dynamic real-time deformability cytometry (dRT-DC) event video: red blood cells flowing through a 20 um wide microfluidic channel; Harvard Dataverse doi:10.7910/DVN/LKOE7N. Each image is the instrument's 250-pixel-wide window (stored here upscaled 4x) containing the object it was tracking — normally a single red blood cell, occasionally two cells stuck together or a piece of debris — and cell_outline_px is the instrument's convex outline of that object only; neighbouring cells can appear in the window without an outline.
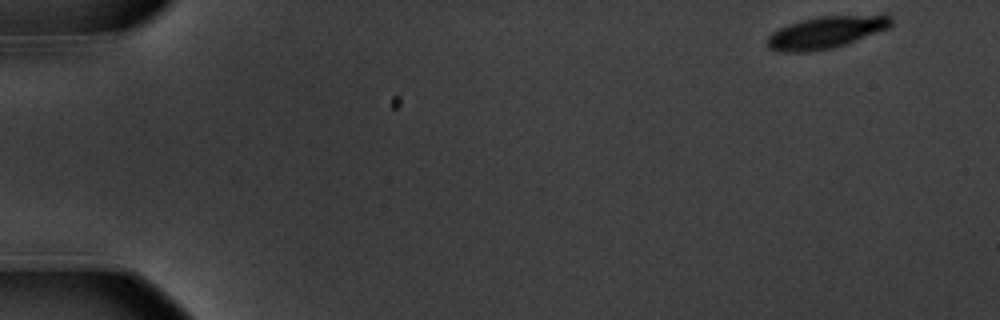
{"species": "common noctule bat (a hibernating species)", "species_latin": "Nyctalus noctula", "temperature_condition": "warm", "stored_images_in_passage": 15, "camera_frame_rate_fps": 3000, "um_per_image_px": 0.085, "animal": {"sex": "male", "body_mass_g": 20.1, "forearm_length_mm": 53.5}, "frame": {"image": 1, "passage_image": 1, "time_ms": 0.0, "image_size_px": [1000, 320], "cell_outline_px": [[892, 24], [888, 28], [856, 40], [832, 48], [808, 52], [780, 52], [768, 48], [768, 36], [772, 32], [788, 24], [800, 20], [820, 16], [892, 16]], "centroid_in_image_um": [70.14, 2.76], "position_along_channel_um": 14.9, "area_um2": 22.72}}
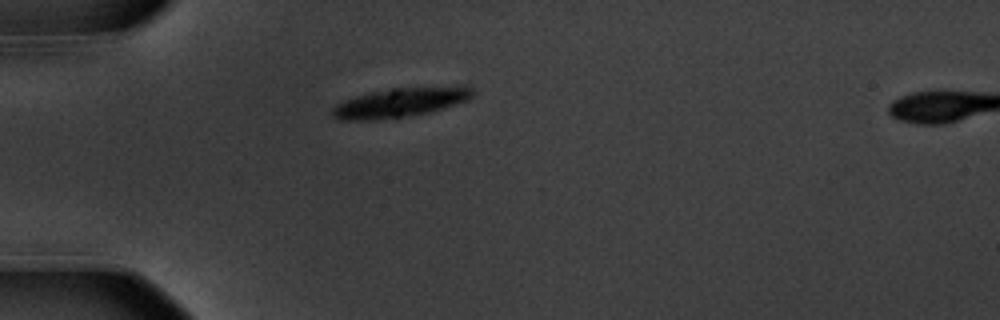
{"frame": {"image": 2, "passage_image": 14, "time_ms": 4.333, "image_size_px": [1000, 320], "cell_outline_px": [[472, 96], [468, 100], [444, 108], [396, 120], [340, 120], [332, 116], [332, 108], [336, 104], [344, 100], [356, 96], [372, 92], [392, 88], [464, 84], [468, 84], [472, 88]], "centroid_in_image_um": [34.08, 8.71], "position_along_channel_um": 50.9, "area_um2": 24.8}}